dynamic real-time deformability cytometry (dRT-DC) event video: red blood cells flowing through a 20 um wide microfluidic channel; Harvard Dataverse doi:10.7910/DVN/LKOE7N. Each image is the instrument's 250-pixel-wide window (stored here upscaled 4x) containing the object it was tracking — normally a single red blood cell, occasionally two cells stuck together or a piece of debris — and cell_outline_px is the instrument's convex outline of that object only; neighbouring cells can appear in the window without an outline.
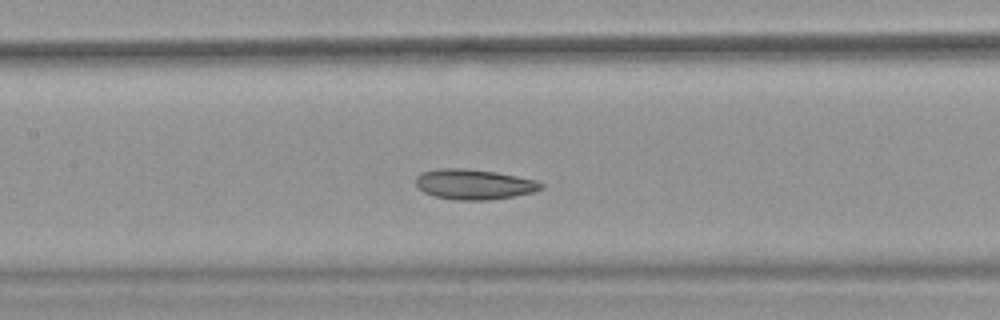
{"species": "common noctule bat (a hibernating species)", "species_latin": "Nyctalus noctula", "temperature_condition": "warm", "stored_images_in_passage": 48, "camera_frame_rate_fps": 3000, "um_per_image_px": 0.085, "animal": {"sex": "female", "body_mass_g": 18.4}, "frame": {"image": 1, "passage_image": 21, "time_ms": 6.667, "image_size_px": [1000, 320], "cell_outline_px": [[544, 188], [536, 192], [488, 200], [456, 200], [436, 196], [424, 192], [416, 184], [416, 176], [420, 172], [436, 168], [468, 168], [496, 172], [540, 180], [544, 184]], "centroid_in_image_um": [40.34, 15.65], "position_along_channel_um": 167.1, "area_um2": 22.37}, "authors_computed_cell_mechanics": {"area_um2": 23.2356, "velocity_mm_per_s": 3.9384, "shape_relaxation_time_tau1_ms": null, "shape_relaxation_time_tau2_ms": 4.1064, "deformation_change_tau1": null, "deformation_change_tau2": 0.0885}}